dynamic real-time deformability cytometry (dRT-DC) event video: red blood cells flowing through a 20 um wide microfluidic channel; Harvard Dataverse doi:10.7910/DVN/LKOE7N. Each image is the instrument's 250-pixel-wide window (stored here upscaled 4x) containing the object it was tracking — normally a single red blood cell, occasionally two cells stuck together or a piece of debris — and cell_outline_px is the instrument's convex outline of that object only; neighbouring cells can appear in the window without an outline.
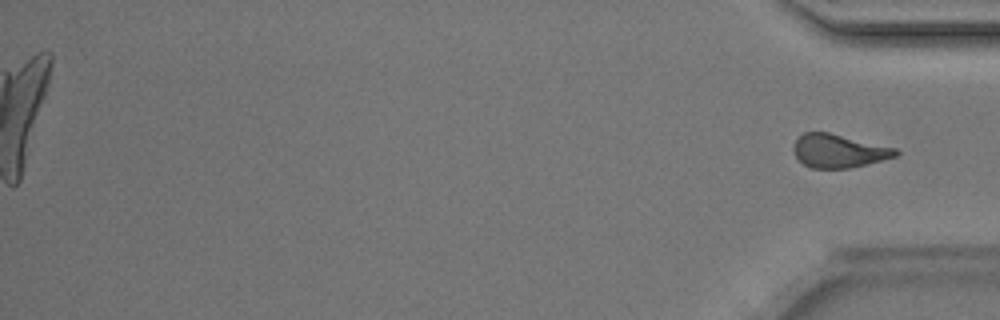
{"species": "Egyptian fruit bat (a non-hibernating species)", "species_latin": "Rousettus aegyptiacus", "temperature_condition": "room temperature", "stored_images_in_passage": 38, "camera_frame_rate_fps": 3000, "um_per_image_px": 0.085, "animal": {"sex": "male"}, "frame": {"image": 1, "passage_image": 38, "time_ms": 12.333, "image_size_px": [1000, 320], "cell_outline_px": [[900, 152], [896, 156], [848, 168], [812, 168], [804, 164], [796, 156], [792, 148], [796, 140], [804, 132], [828, 132], [896, 148]], "centroid_in_image_um": [71.27, 12.82], "position_along_channel_um": 363.9, "area_um2": 19.54}}